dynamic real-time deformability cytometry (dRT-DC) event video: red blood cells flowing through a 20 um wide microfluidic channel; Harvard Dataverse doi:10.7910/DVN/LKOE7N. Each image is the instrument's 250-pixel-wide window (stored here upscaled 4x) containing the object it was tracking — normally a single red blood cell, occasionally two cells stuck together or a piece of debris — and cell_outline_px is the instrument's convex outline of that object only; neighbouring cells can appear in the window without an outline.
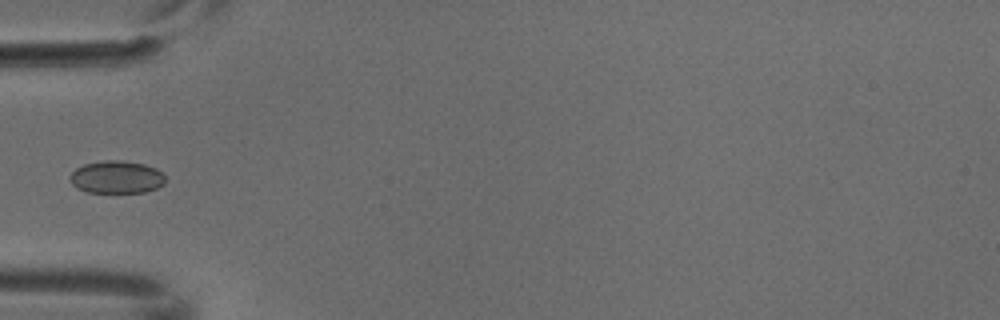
{"species": "common noctule bat (a hibernating species)", "species_latin": "Nyctalus noctula", "temperature_condition": "cold", "stored_images_in_passage": 5, "camera_frame_rate_fps": 3000, "um_per_image_px": 0.085, "animal": {"sex": "male", "body_mass_g": 18.8}, "frame": {"image": 1, "passage_image": 5, "time_ms": 1.333, "image_size_px": [1000, 320], "cell_outline_px": [[164, 184], [156, 188], [144, 192], [88, 192], [76, 188], [72, 184], [68, 176], [76, 168], [84, 164], [104, 160], [120, 160], [144, 164], [156, 168], [164, 176]], "centroid_in_image_um": [9.87, 15.05], "position_along_channel_um": 75.1, "area_um2": 18.09}}